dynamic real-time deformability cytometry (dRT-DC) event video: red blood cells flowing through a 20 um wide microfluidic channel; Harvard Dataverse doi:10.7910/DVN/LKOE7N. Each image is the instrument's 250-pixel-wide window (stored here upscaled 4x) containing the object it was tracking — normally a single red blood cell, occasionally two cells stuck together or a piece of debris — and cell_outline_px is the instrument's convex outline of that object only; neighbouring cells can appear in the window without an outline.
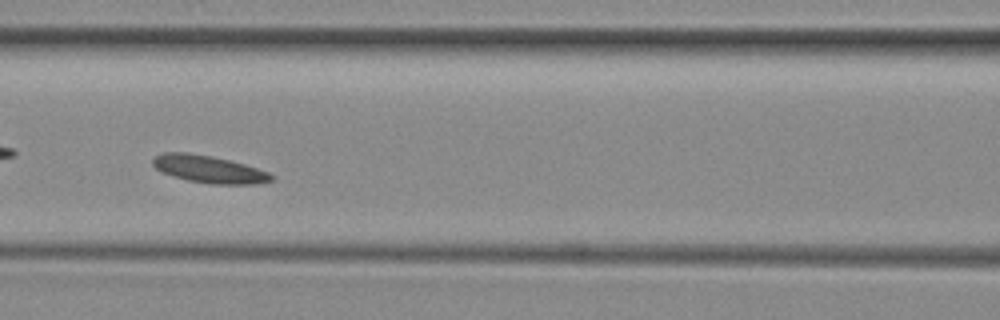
{"species": "common noctule bat (a hibernating species)", "species_latin": "Nyctalus noctula", "temperature_condition": "room temperature", "stored_images_in_passage": 37, "camera_frame_rate_fps": 3000, "um_per_image_px": 0.085, "animal": {"sex": "female", "body_mass_g": 29.2, "forearm_length_mm": 56.3}, "frame": {"image": 1, "passage_image": 11, "time_ms": 3.333, "image_size_px": [1000, 320], "cell_outline_px": [[276, 176], [272, 180], [256, 184], [212, 184], [188, 180], [164, 172], [156, 168], [152, 164], [152, 160], [156, 156], [164, 152], [188, 152], [212, 156], [244, 164], [268, 172]], "centroid_in_image_um": [17.78, 14.38], "position_along_channel_um": 148.8, "area_um2": 18.67}}